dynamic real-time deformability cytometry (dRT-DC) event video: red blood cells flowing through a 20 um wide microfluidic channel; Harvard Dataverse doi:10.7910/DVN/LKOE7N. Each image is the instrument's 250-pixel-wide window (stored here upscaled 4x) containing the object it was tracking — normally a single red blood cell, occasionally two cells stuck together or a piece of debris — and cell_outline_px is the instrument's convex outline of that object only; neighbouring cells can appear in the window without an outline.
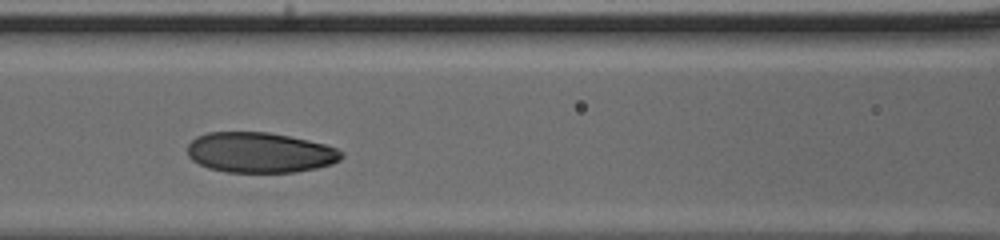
{"species": "human", "species_latin": "Homo sapiens", "temperature_condition": "cold", "stored_images_in_passage": 26, "camera_frame_rate_fps": 3000, "um_per_image_px": 0.085, "donor": {"sex": "male"}, "frame": {"image": 1, "passage_image": 8, "time_ms": 2.333, "image_size_px": [1000, 240], "cell_outline_px": [[344, 156], [340, 160], [332, 164], [316, 168], [292, 172], [228, 172], [208, 168], [192, 160], [188, 156], [188, 144], [196, 136], [208, 132], [268, 132], [308, 140], [324, 144], [336, 148], [344, 152]], "centroid_in_image_um": [22.09, 12.96], "position_along_channel_um": 144.5, "area_um2": 36.24}}
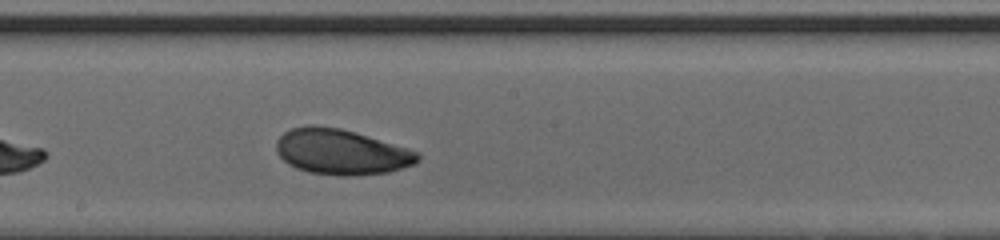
{"frame": {"image": 2, "passage_image": 13, "time_ms": 4.0, "image_size_px": [1000, 240], "cell_outline_px": [[420, 160], [416, 164], [388, 172], [356, 176], [344, 176], [308, 172], [296, 168], [288, 164], [276, 152], [276, 140], [284, 132], [292, 128], [308, 124], [316, 124], [340, 128], [356, 132], [408, 148], [420, 152]], "centroid_in_image_um": [29.01, 12.9], "position_along_channel_um": 219.2, "area_um2": 37.86}}
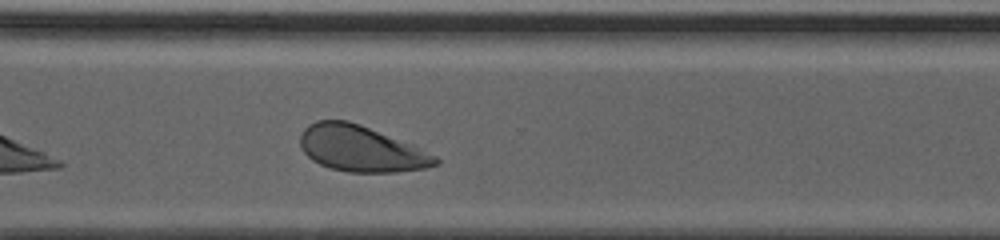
{"frame": {"image": 3, "passage_image": 21, "time_ms": 6.667, "image_size_px": [1000, 240], "cell_outline_px": [[440, 164], [424, 168], [396, 172], [348, 172], [332, 168], [320, 164], [312, 160], [304, 152], [300, 144], [300, 136], [304, 128], [308, 124], [316, 120], [348, 120], [360, 124], [412, 144], [436, 156], [440, 160]], "centroid_in_image_um": [30.68, 12.63], "position_along_channel_um": 339.9, "area_um2": 36.18}}